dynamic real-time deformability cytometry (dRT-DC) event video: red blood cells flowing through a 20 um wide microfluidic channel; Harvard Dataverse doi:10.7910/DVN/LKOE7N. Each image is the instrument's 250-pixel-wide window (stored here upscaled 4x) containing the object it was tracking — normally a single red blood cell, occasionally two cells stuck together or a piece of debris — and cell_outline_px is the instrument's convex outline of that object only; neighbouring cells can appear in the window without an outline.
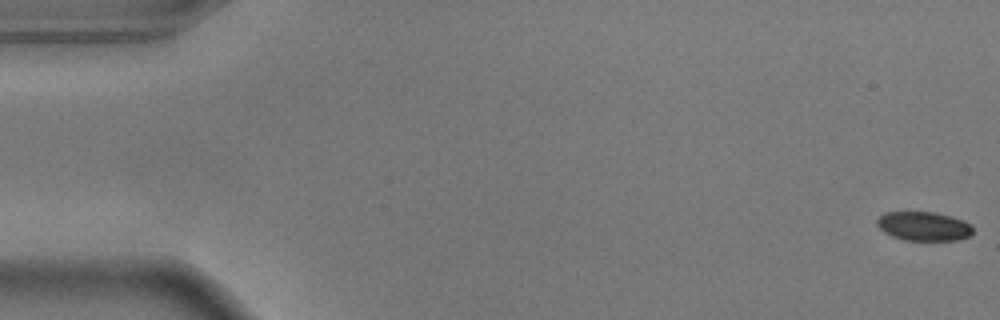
{"species": "common noctule bat (a hibernating species)", "species_latin": "Nyctalus noctula", "temperature_condition": "warm", "stored_images_in_passage": 56, "camera_frame_rate_fps": 3000, "um_per_image_px": 0.085, "animal": {"sex": "male", "body_mass_g": 17.9}, "frame": {"image": 1, "passage_image": 1, "time_ms": 0.0, "image_size_px": [1000, 320], "cell_outline_px": [[972, 232], [968, 236], [956, 240], [904, 240], [892, 236], [884, 232], [876, 224], [876, 220], [884, 212], [936, 212], [964, 220], [972, 224]], "centroid_in_image_um": [78.51, 19.22], "position_along_channel_um": 6.5, "area_um2": 16.24}}
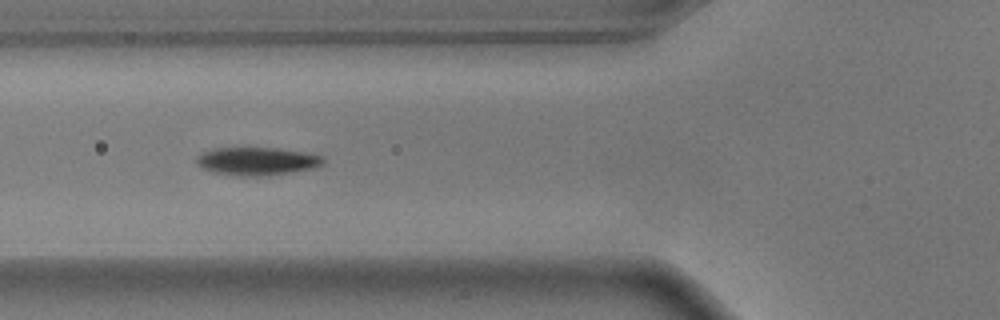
{"frame": {"image": 2, "passage_image": 21, "time_ms": 6.667, "image_size_px": [1000, 320], "cell_outline_px": [[324, 164], [316, 168], [268, 176], [240, 176], [212, 172], [200, 168], [196, 164], [196, 156], [204, 152], [216, 148], [272, 148], [300, 152], [324, 156]], "centroid_in_image_um": [21.83, 13.72], "position_along_channel_um": 104.0, "area_um2": 20.75}}
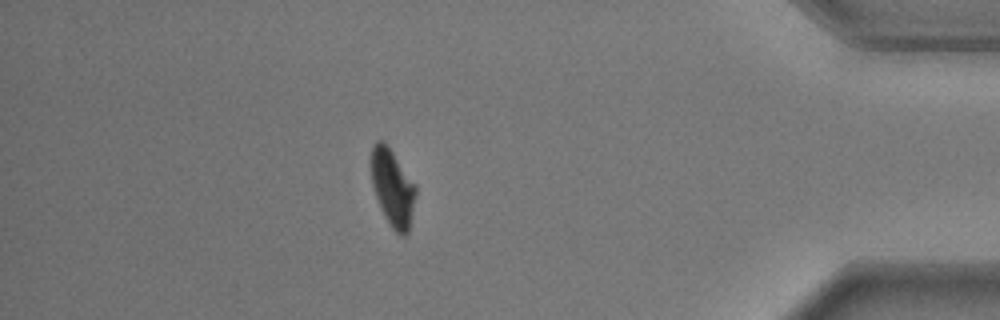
{"frame": {"image": 3, "passage_image": 49, "time_ms": 16.0, "image_size_px": [1000, 320], "cell_outline_px": [[416, 196], [408, 232], [404, 236], [400, 236], [392, 228], [384, 216], [380, 208], [372, 184], [368, 164], [368, 160], [372, 144], [376, 140], [384, 140], [416, 184]], "centroid_in_image_um": [33.32, 15.89], "position_along_channel_um": 401.9, "area_um2": 20.63}, "authors_computed_cell_mechanics": {"area_um2": 20.5479, "velocity_mm_per_s": 3.6443, "shape_relaxation_time_tau1_ms": 2.0282, "shape_relaxation_time_tau2_ms": 1.8348, "deformation_change_tau1": 0.1539, "deformation_change_tau2": 0.0664}}